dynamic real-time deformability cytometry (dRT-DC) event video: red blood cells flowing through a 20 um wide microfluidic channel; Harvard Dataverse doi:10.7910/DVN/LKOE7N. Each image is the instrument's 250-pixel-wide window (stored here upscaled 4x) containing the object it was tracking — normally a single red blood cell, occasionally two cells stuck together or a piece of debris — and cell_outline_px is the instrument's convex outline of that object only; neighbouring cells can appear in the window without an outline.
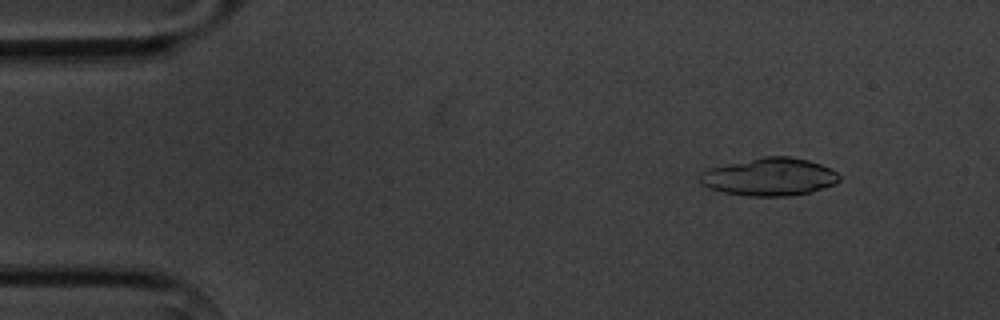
{"species": "common noctule bat (a hibernating species)", "species_latin": "Nyctalus noctula", "temperature_condition": "cold", "stored_images_in_passage": 5, "camera_frame_rate_fps": 3000, "um_per_image_px": 0.085, "animal": {"sex": "male", "body_mass_g": 20.1, "forearm_length_mm": 53.5}, "frame": {"image": 1, "passage_image": 2, "time_ms": 1.0, "image_size_px": [1000, 320], "cell_outline_px": [[840, 180], [836, 184], [812, 192], [788, 196], [744, 196], [724, 192], [708, 188], [700, 180], [700, 172], [708, 168], [764, 156], [792, 156], [808, 160], [820, 164], [836, 172], [840, 176]], "centroid_in_image_um": [65.42, 15.03], "position_along_channel_um": 19.6, "area_um2": 30.75}}